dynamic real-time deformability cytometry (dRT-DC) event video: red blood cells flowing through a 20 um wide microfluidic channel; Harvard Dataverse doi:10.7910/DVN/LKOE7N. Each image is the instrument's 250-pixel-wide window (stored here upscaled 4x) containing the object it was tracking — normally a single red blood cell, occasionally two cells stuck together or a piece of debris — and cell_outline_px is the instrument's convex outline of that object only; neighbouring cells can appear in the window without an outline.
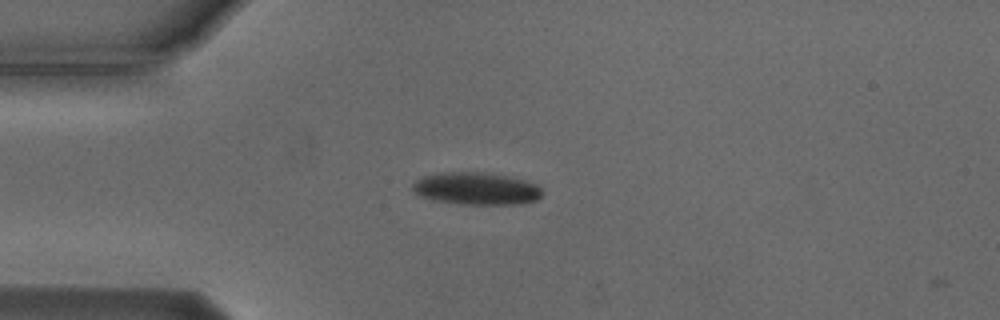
{"species": "Egyptian fruit bat (a non-hibernating species)", "species_latin": "Rousettus aegyptiacus", "temperature_condition": "cold", "stored_images_in_passage": 2, "camera_frame_rate_fps": 3000, "um_per_image_px": 0.085, "animal": {"sex": "male"}, "frame": {"image": 1, "passage_image": 1, "time_ms": 0.0, "image_size_px": [1000, 320], "cell_outline_px": [[540, 196], [536, 200], [520, 204], [460, 204], [432, 200], [420, 196], [412, 192], [412, 184], [420, 176], [440, 172], [484, 172], [524, 180], [536, 184], [540, 188]], "centroid_in_image_um": [40.4, 16.03], "position_along_channel_um": 44.6, "area_um2": 24.51}}